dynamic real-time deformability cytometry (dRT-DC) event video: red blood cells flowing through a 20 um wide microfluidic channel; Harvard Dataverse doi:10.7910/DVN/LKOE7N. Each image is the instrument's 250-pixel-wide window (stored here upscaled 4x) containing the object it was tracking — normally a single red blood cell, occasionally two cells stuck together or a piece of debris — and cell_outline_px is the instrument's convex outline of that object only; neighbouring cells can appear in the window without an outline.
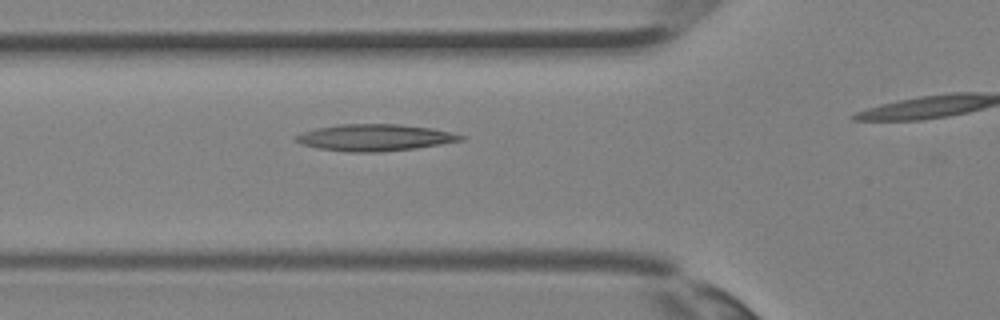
{"species": "Egyptian fruit bat (a non-hibernating species)", "species_latin": "Rousettus aegyptiacus", "temperature_condition": "room temperature", "stored_images_in_passage": 17, "camera_frame_rate_fps": 3000, "um_per_image_px": 0.085, "animal": {"sex": "female"}, "frame": {"image": 1, "passage_image": 5, "time_ms": 1.333, "image_size_px": [1000, 320], "cell_outline_px": [[468, 136], [464, 140], [416, 148], [380, 152], [348, 152], [316, 148], [300, 144], [292, 140], [292, 136], [316, 128], [340, 124], [400, 124], [432, 128]], "centroid_in_image_um": [31.83, 11.69], "position_along_channel_um": 94.0, "area_um2": 25.89}}
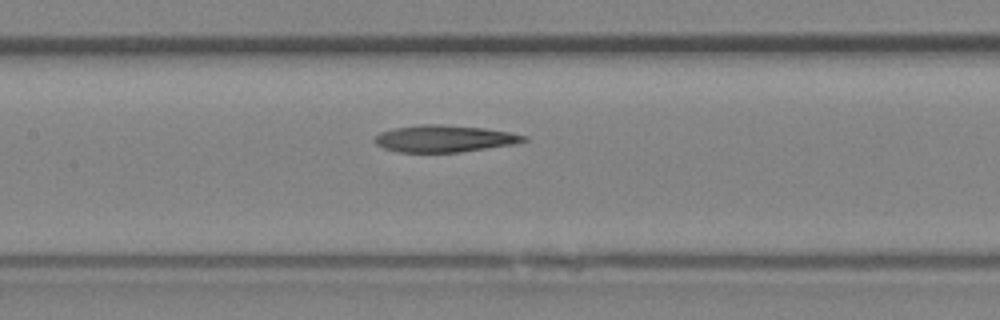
{"frame": {"image": 2, "passage_image": 9, "time_ms": 2.667, "image_size_px": [1000, 320], "cell_outline_px": [[528, 140], [512, 144], [460, 152], [400, 152], [384, 148], [376, 144], [372, 140], [380, 132], [396, 128], [420, 124], [440, 124], [484, 128], [508, 132], [528, 136]], "centroid_in_image_um": [37.74, 11.78], "position_along_channel_um": 169.7, "area_um2": 23.18}}
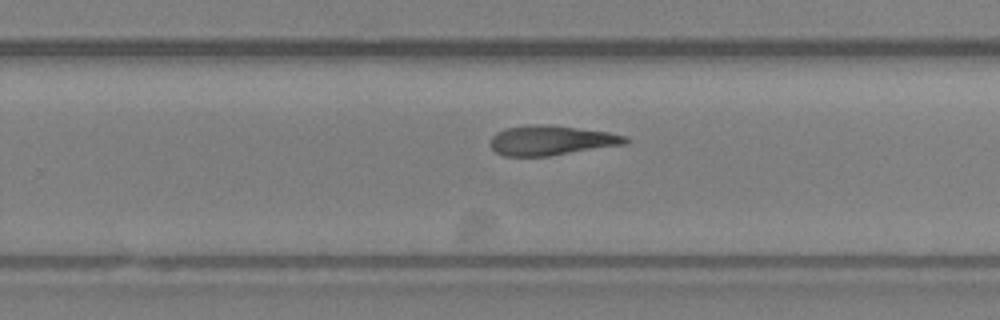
{"frame": {"image": 3, "passage_image": 15, "time_ms": 4.667, "image_size_px": [1000, 320], "cell_outline_px": [[628, 144], [548, 156], [504, 156], [496, 152], [488, 144], [492, 136], [496, 132], [504, 128], [528, 124], [540, 124], [576, 128], [608, 132], [628, 136]], "centroid_in_image_um": [46.83, 11.93], "position_along_channel_um": 283.0, "area_um2": 23.52}}